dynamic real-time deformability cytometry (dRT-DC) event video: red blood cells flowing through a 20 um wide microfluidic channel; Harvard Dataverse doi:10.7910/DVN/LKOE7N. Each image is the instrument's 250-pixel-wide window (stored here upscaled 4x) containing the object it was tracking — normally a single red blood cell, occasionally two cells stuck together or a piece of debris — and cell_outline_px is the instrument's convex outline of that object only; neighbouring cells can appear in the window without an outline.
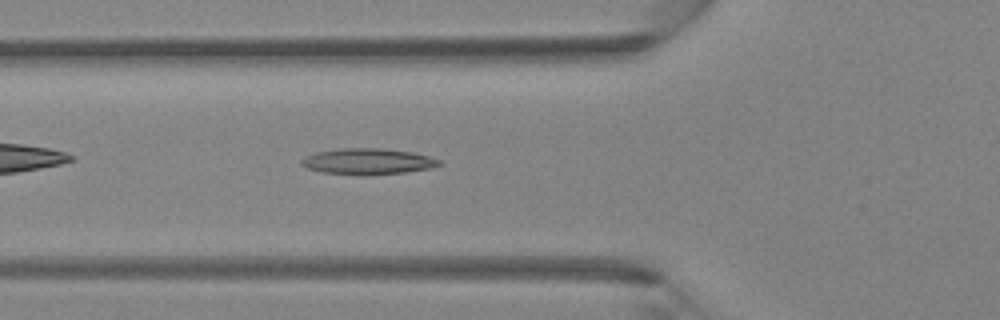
{"species": "Egyptian fruit bat (a non-hibernating species)", "species_latin": "Rousettus aegyptiacus", "temperature_condition": "room temperature", "stored_images_in_passage": 33, "camera_frame_rate_fps": 3000, "um_per_image_px": 0.085, "animal": {"sex": "female"}, "frame": {"image": 1, "passage_image": 5, "time_ms": 1.333, "image_size_px": [1000, 320], "cell_outline_px": [[444, 164], [428, 168], [404, 172], [364, 176], [360, 176], [320, 172], [308, 168], [300, 164], [300, 160], [304, 156], [316, 152], [340, 148], [380, 148], [412, 152], [428, 156], [440, 160]], "centroid_in_image_um": [31.21, 13.73], "position_along_channel_um": 94.6, "area_um2": 21.1}}
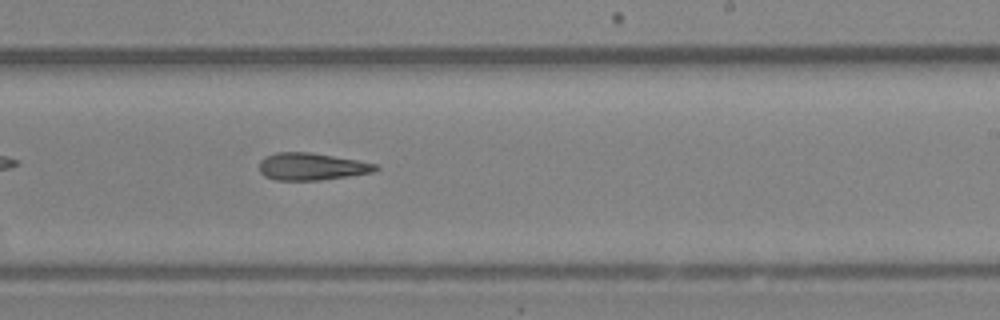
{"frame": {"image": 2, "passage_image": 16, "time_ms": 5.0, "image_size_px": [1000, 320], "cell_outline_px": [[380, 168], [372, 172], [348, 176], [320, 180], [276, 180], [264, 176], [260, 172], [260, 160], [264, 156], [276, 152], [312, 152], [356, 160], [376, 164]], "centroid_in_image_um": [26.45, 14.15], "position_along_channel_um": 262.6, "area_um2": 18.44}}
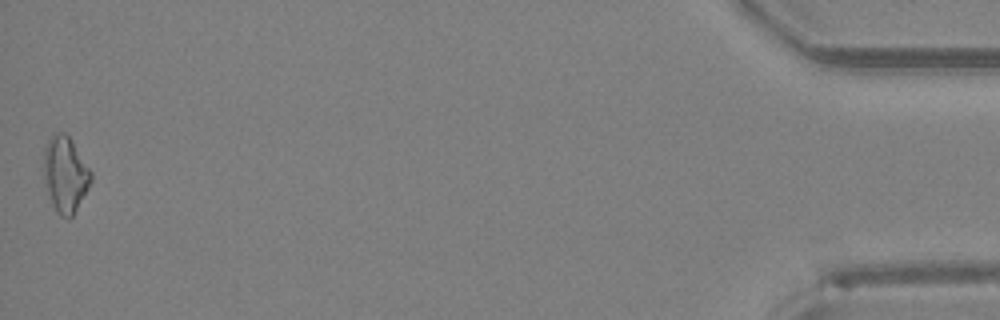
{"frame": {"image": 3, "passage_image": 33, "time_ms": 10.667, "image_size_px": [1000, 320], "cell_outline_px": [[92, 180], [88, 188], [72, 216], [68, 220], [60, 216], [56, 212], [52, 204], [48, 192], [44, 176], [44, 148], [52, 132], [64, 132], [68, 136], [92, 172]], "centroid_in_image_um": [5.54, 14.82], "position_along_channel_um": 429.7, "area_um2": 20.69}}